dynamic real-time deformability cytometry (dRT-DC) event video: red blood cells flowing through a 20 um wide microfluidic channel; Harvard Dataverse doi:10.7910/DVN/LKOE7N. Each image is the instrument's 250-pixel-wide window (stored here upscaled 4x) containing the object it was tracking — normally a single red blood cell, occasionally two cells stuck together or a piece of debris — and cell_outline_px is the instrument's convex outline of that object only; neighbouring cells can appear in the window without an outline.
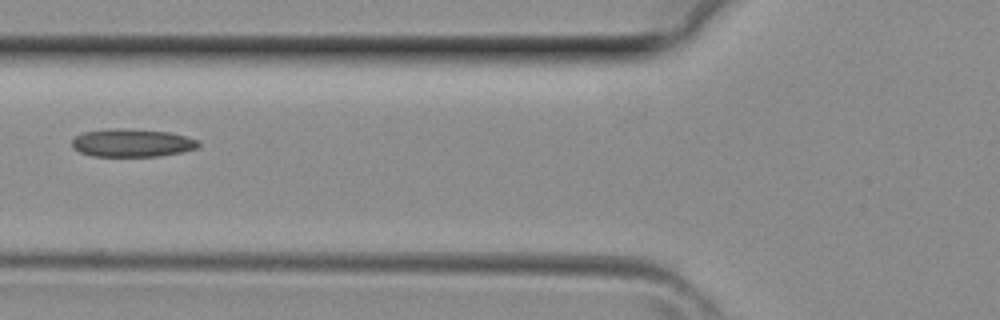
{"species": "common noctule bat (a hibernating species)", "species_latin": "Nyctalus noctula", "temperature_condition": "room temperature", "stored_images_in_passage": 3, "camera_frame_rate_fps": 3000, "um_per_image_px": 0.085, "animal": {"sex": "female", "body_mass_g": 29.2, "forearm_length_mm": 56.3}, "frame": {"image": 1, "passage_image": 3, "time_ms": 0.667, "image_size_px": [1000, 320], "cell_outline_px": [[200, 144], [196, 148], [184, 152], [160, 156], [92, 156], [80, 152], [72, 148], [72, 140], [76, 136], [84, 132], [112, 128], [120, 128], [168, 132], [200, 140]], "centroid_in_image_um": [11.23, 12.15], "position_along_channel_um": 114.6, "area_um2": 20.63}}